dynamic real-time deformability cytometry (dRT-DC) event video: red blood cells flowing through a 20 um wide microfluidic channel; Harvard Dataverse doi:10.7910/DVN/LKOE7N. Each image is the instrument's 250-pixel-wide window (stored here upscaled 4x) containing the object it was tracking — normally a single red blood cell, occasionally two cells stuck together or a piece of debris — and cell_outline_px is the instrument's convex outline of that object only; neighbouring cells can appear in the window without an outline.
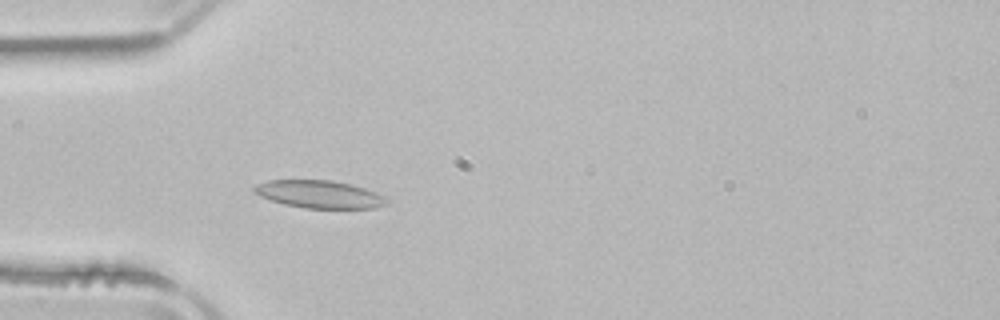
{"species": "common noctule bat (a hibernating species)", "species_latin": "Nyctalus noctula", "temperature_condition": "room temperature", "stored_images_in_passage": 40, "camera_frame_rate_fps": 3000, "um_per_image_px": 0.085, "animal": {"sex": "male", "body_mass_g": 21.5, "forearm_length_mm": 52.0}, "frame": {"image": 1, "passage_image": 3, "time_ms": 0.667, "image_size_px": [1000, 320], "cell_outline_px": [[388, 204], [376, 208], [304, 208], [284, 204], [260, 196], [252, 192], [252, 188], [256, 184], [268, 180], [332, 180], [352, 184], [364, 188], [384, 196], [388, 200]], "centroid_in_image_um": [27.13, 16.51], "position_along_channel_um": 57.9, "area_um2": 21.44}}
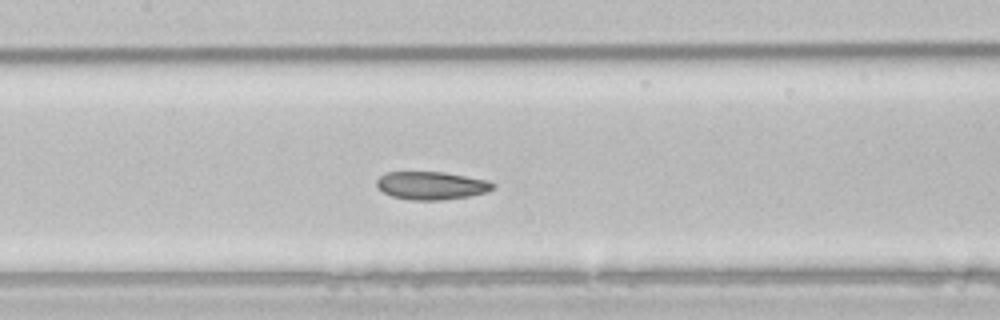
{"frame": {"image": 2, "passage_image": 12, "time_ms": 3.667, "image_size_px": [1000, 320], "cell_outline_px": [[496, 188], [484, 192], [468, 196], [440, 200], [408, 200], [392, 196], [384, 192], [376, 184], [376, 180], [384, 172], [444, 172], [488, 180], [496, 184]], "centroid_in_image_um": [36.67, 15.76], "position_along_channel_um": 170.7, "area_um2": 18.96}}
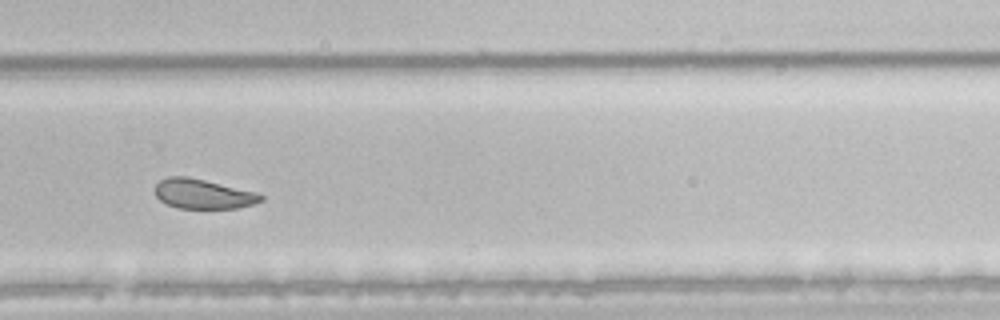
{"frame": {"image": 3, "passage_image": 23, "time_ms": 7.333, "image_size_px": [1000, 320], "cell_outline_px": [[264, 200], [252, 204], [236, 208], [180, 208], [168, 204], [160, 200], [156, 196], [156, 184], [160, 180], [168, 176], [184, 176], [204, 180], [256, 192], [264, 196]], "centroid_in_image_um": [17.26, 16.48], "position_along_channel_um": 312.5, "area_um2": 18.03}, "authors_computed_cell_mechanics": {"area_um2": 20.2011, "velocity_mm_per_s": 3.8867, "shape_relaxation_time_tau1_ms": null, "shape_relaxation_time_tau2_ms": 2.1081, "deformation_change_tau1": null, "deformation_change_tau2": 0.0732}}